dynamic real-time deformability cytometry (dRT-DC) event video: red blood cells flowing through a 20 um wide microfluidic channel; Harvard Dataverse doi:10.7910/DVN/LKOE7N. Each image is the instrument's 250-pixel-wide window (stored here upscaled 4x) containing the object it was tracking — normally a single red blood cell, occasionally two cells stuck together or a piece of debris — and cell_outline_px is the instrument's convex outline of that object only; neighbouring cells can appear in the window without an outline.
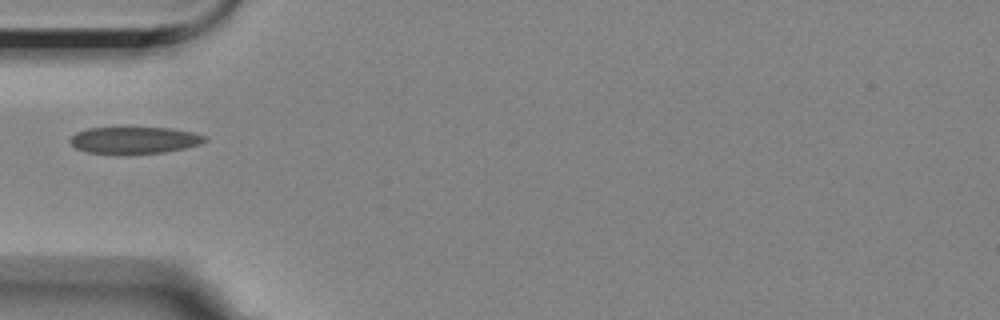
{"species": "Egyptian fruit bat (a non-hibernating species)", "species_latin": "Rousettus aegyptiacus", "temperature_condition": "room temperature", "stored_images_in_passage": 27, "camera_frame_rate_fps": 3000, "um_per_image_px": 0.085, "animal": {"sex": "female"}, "frame": {"image": 1, "passage_image": 1, "time_ms": 0.0, "image_size_px": [1000, 320], "cell_outline_px": [[208, 140], [200, 144], [184, 148], [164, 152], [88, 152], [76, 148], [68, 140], [76, 132], [88, 128], [128, 124], [168, 128], [196, 132], [208, 136]], "centroid_in_image_um": [11.45, 11.82], "position_along_channel_um": 73.5, "area_um2": 21.68}}
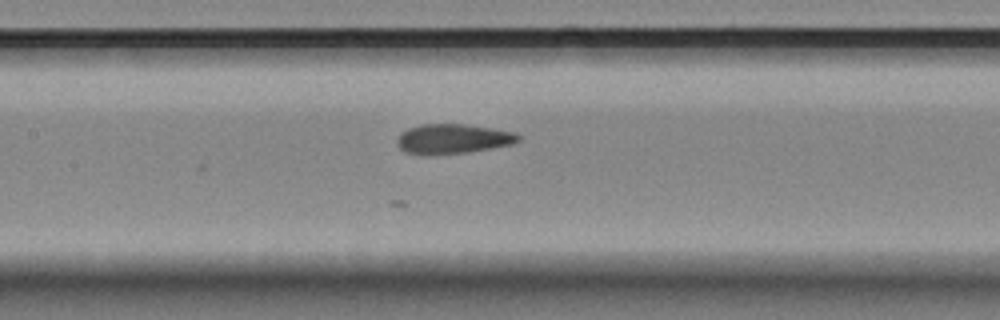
{"frame": {"image": 2, "passage_image": 9, "time_ms": 2.667, "image_size_px": [1000, 320], "cell_outline_px": [[520, 140], [512, 144], [468, 152], [408, 152], [400, 148], [396, 144], [396, 140], [408, 128], [420, 124], [464, 124], [492, 128], [516, 132], [520, 136]], "centroid_in_image_um": [38.57, 11.75], "position_along_channel_um": 168.8, "area_um2": 20.17}}
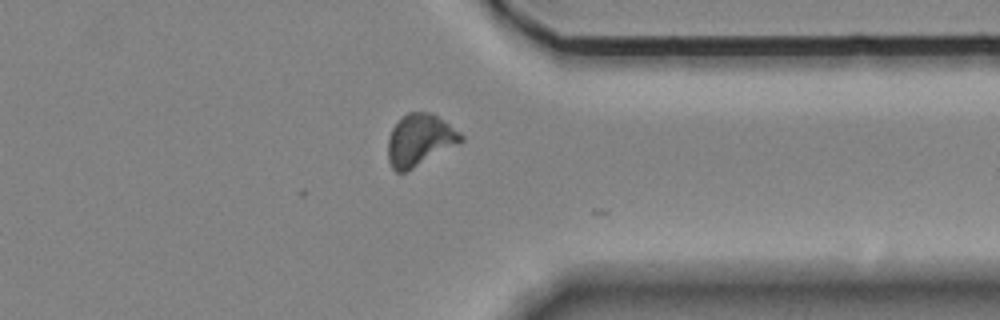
{"frame": {"image": 3, "passage_image": 27, "time_ms": 8.667, "image_size_px": [1000, 320], "cell_outline_px": [[464, 140], [412, 168], [404, 172], [396, 172], [392, 168], [388, 160], [388, 136], [392, 128], [408, 112], [432, 112], [460, 132], [464, 136]], "centroid_in_image_um": [35.66, 11.88], "position_along_channel_um": 375.7, "area_um2": 21.62}}